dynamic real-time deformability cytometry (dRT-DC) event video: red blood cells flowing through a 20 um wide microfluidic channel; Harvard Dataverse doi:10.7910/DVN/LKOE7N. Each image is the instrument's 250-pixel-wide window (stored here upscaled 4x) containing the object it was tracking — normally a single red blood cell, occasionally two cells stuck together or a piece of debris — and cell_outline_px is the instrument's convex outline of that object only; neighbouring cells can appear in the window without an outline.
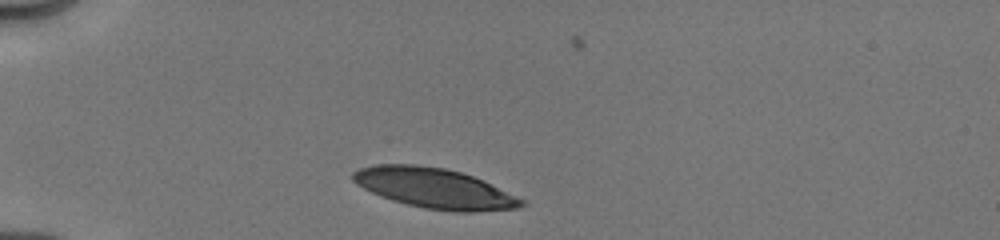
{"species": "human", "species_latin": "Homo sapiens", "temperature_condition": "cold", "stored_images_in_passage": 3, "camera_frame_rate_fps": 3000, "um_per_image_px": 0.085, "donor": {"sex": "male"}, "frame": {"image": 1, "passage_image": 1, "time_ms": 0.0, "image_size_px": [1000, 240], "cell_outline_px": [[528, 204], [520, 208], [472, 212], [452, 212], [424, 208], [392, 200], [380, 196], [356, 184], [352, 180], [352, 172], [360, 168], [376, 164], [416, 164], [444, 168], [460, 172], [472, 176], [524, 200]], "centroid_in_image_um": [36.91, 16.01], "position_along_channel_um": 48.1, "area_um2": 39.19}}
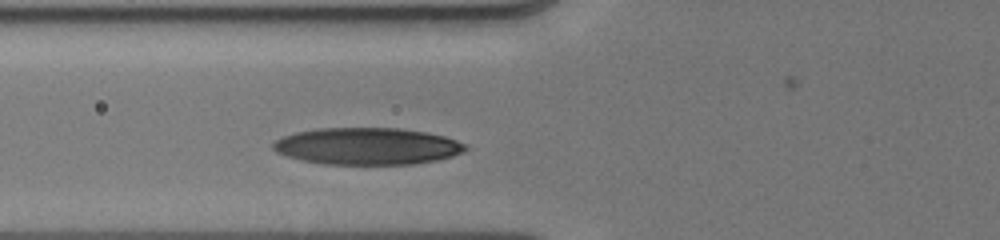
{"frame": {"image": 2, "passage_image": 3, "time_ms": 2.0, "image_size_px": [1000, 240], "cell_outline_px": [[468, 148], [464, 152], [452, 156], [436, 160], [412, 164], [324, 164], [304, 160], [288, 156], [276, 152], [272, 148], [272, 144], [276, 140], [284, 136], [296, 132], [320, 128], [400, 128], [428, 132], [444, 136], [468, 144]], "centroid_in_image_um": [31.26, 12.42], "position_along_channel_um": 94.5, "area_um2": 41.38}}